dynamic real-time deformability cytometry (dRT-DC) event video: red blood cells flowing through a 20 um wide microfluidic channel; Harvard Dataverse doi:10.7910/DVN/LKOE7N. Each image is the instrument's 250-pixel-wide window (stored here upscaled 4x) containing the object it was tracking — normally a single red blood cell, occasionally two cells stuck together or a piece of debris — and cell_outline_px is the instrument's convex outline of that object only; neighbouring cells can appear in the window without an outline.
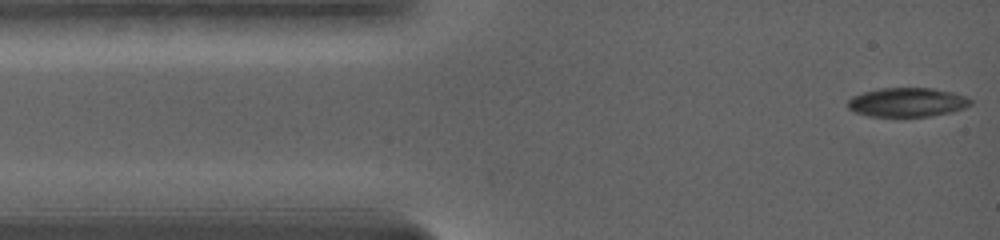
{"species": "common noctule bat (a hibernating species)", "species_latin": "Nyctalus noctula", "temperature_condition": "warm", "stored_images_in_passage": 53, "camera_frame_rate_fps": 5000, "um_per_image_px": 0.085, "animal": {"sex": "female", "body_mass_g": 19.0, "forearm_length_mm": 56.7}, "frame": {"image": 1, "passage_image": 1, "time_ms": 0.0, "image_size_px": [1000, 240], "cell_outline_px": [[972, 100], [968, 104], [960, 108], [948, 112], [928, 116], [872, 116], [856, 112], [848, 108], [848, 100], [856, 96], [868, 92], [884, 88], [928, 88], [948, 92]], "centroid_in_image_um": [77.05, 8.7], "position_along_channel_um": 8.0, "area_um2": 19.71}}
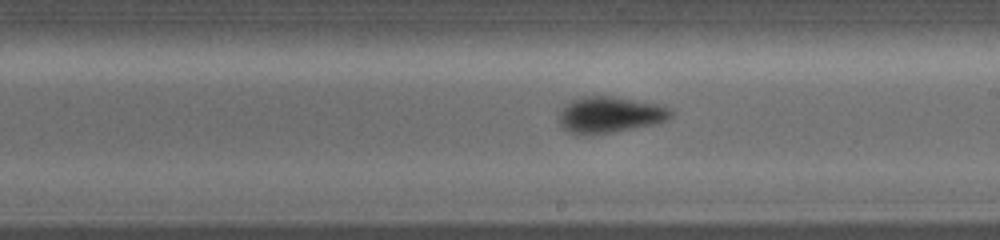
{"frame": {"image": 2, "passage_image": 28, "time_ms": 8.2, "image_size_px": [1000, 240], "cell_outline_px": [[672, 116], [656, 124], [612, 132], [588, 136], [576, 136], [564, 128], [560, 124], [560, 112], [572, 100], [584, 96], [612, 96], [656, 104], [672, 108]], "centroid_in_image_um": [51.83, 9.78], "position_along_channel_um": 237.2, "area_um2": 23.52}}
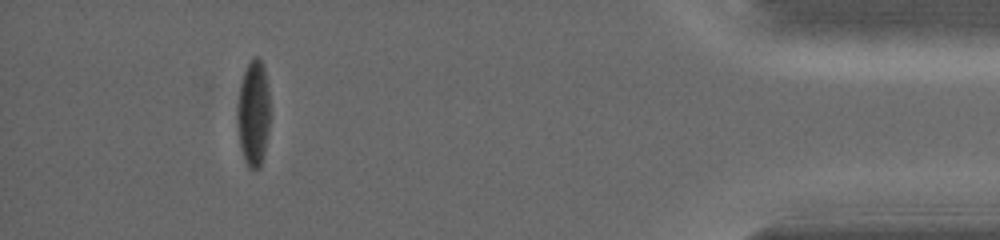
{"frame": {"image": 3, "passage_image": 53, "time_ms": 15.0, "image_size_px": [1000, 240], "cell_outline_px": [[268, 132], [264, 156], [260, 168], [248, 168], [244, 160], [240, 148], [236, 124], [236, 116], [240, 84], [244, 72], [248, 64], [256, 56], [260, 56], [264, 64], [268, 88]], "centroid_in_image_um": [21.52, 9.65], "position_along_channel_um": 413.7, "area_um2": 20.4}, "authors_computed_cell_mechanics": {"area_um2": 21.9062, "velocity_mm_per_s": 3.6119, "shape_relaxation_time_tau1_ms": 2.5094, "shape_relaxation_time_tau2_ms": 2.059, "deformation_change_tau1": 0.149, "deformation_change_tau2": 0.0729}}